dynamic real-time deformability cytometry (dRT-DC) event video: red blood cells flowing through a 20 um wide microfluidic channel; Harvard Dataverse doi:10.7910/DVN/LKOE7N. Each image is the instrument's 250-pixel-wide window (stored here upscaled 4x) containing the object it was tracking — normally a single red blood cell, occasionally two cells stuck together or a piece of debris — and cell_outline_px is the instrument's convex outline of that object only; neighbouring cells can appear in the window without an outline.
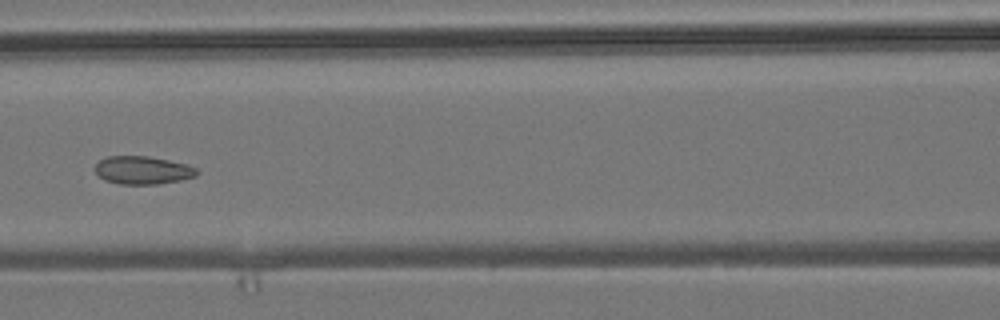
{"species": "common noctule bat (a hibernating species)", "species_latin": "Nyctalus noctula", "temperature_condition": "room temperature", "stored_images_in_passage": 7, "camera_frame_rate_fps": 3000, "um_per_image_px": 0.085, "animal": {"sex": "male", "body_mass_g": 19.2, "forearm_length_mm": 51.8}, "frame": {"image": 1, "passage_image": 7, "time_ms": 7.333, "image_size_px": [1000, 320], "cell_outline_px": [[200, 172], [196, 176], [180, 180], [156, 184], [120, 184], [104, 180], [96, 172], [96, 164], [100, 160], [108, 156], [148, 156], [188, 164], [196, 168]], "centroid_in_image_um": [12.16, 14.46], "position_along_channel_um": 154.4, "area_um2": 16.59}}